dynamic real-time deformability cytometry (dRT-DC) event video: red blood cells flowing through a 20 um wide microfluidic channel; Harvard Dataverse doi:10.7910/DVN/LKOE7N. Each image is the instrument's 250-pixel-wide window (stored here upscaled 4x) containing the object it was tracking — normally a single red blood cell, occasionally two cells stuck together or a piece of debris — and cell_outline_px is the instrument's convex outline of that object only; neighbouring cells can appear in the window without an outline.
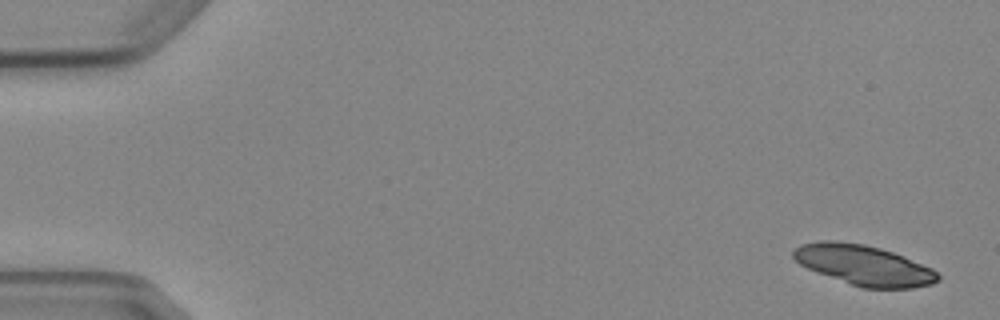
{"species": "Egyptian fruit bat (a non-hibernating species)", "species_latin": "Rousettus aegyptiacus", "temperature_condition": "cold", "stored_images_in_passage": 5, "camera_frame_rate_fps": 3000, "um_per_image_px": 0.085, "animal": {"sex": "female"}, "frame": {"image": 1, "passage_image": 1, "time_ms": 0.0, "image_size_px": [1000, 320], "cell_outline_px": [[940, 280], [932, 284], [912, 288], [864, 288], [852, 284], [808, 268], [800, 264], [792, 256], [792, 252], [800, 244], [820, 240], [836, 240], [864, 244], [880, 248], [904, 256], [932, 268], [940, 276]], "centroid_in_image_um": [73.44, 22.52], "position_along_channel_um": 11.6, "area_um2": 33.58}}